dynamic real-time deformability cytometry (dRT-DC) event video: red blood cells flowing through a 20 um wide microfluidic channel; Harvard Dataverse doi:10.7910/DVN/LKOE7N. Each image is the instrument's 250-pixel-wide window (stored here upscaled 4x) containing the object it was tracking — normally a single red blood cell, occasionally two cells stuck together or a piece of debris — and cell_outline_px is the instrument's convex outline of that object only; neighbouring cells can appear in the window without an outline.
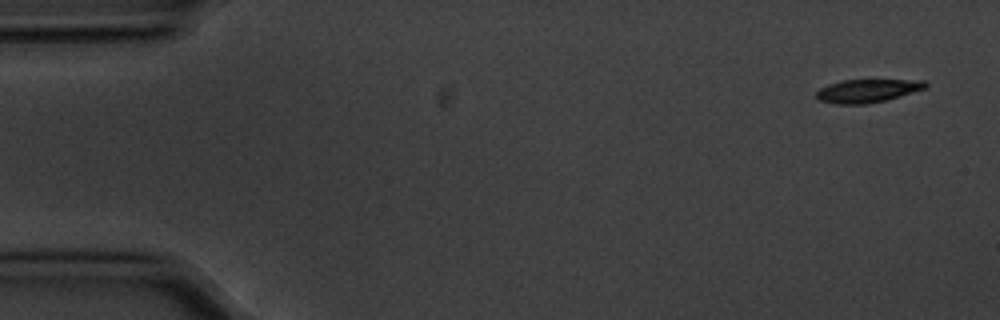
{"species": "common noctule bat (a hibernating species)", "species_latin": "Nyctalus noctula", "temperature_condition": "cold", "stored_images_in_passage": 9, "camera_frame_rate_fps": 3000, "um_per_image_px": 0.085, "animal": {"sex": "male", "body_mass_g": 20.1, "forearm_length_mm": 53.5}, "frame": {"image": 1, "passage_image": 1, "time_ms": 0.0, "image_size_px": [1000, 320], "cell_outline_px": [[928, 88], [888, 100], [864, 104], [836, 104], [820, 100], [816, 96], [816, 92], [820, 88], [828, 84], [840, 80], [924, 80], [928, 84]], "centroid_in_image_um": [73.77, 7.71], "position_along_channel_um": 11.2, "area_um2": 14.91}}
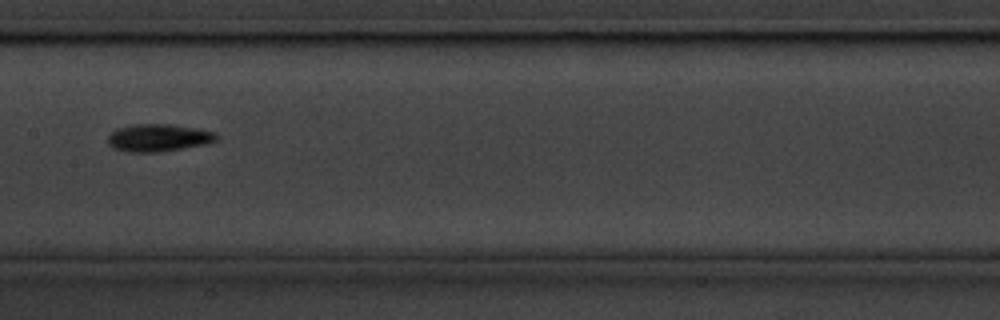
{"frame": {"image": 2, "passage_image": 8, "time_ms": 2.333, "image_size_px": [1000, 320], "cell_outline_px": [[220, 136], [216, 140], [204, 144], [160, 152], [124, 152], [112, 148], [108, 144], [108, 136], [116, 128], [132, 124], [168, 124], [196, 128], [216, 132]], "centroid_in_image_um": [13.43, 11.71], "position_along_channel_um": 194.0, "area_um2": 17.51}}
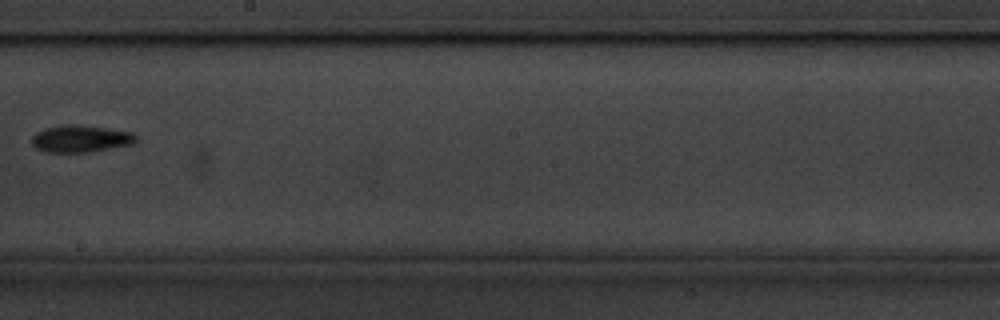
{"frame": {"image": 3, "passage_image": 9, "time_ms": 2.667, "image_size_px": [1000, 320], "cell_outline_px": [[136, 140], [132, 144], [88, 152], [44, 152], [36, 148], [32, 144], [32, 136], [36, 132], [44, 128], [64, 124], [76, 124], [132, 132], [136, 136]], "centroid_in_image_um": [6.8, 11.79], "position_along_channel_um": 241.4, "area_um2": 16.36}}